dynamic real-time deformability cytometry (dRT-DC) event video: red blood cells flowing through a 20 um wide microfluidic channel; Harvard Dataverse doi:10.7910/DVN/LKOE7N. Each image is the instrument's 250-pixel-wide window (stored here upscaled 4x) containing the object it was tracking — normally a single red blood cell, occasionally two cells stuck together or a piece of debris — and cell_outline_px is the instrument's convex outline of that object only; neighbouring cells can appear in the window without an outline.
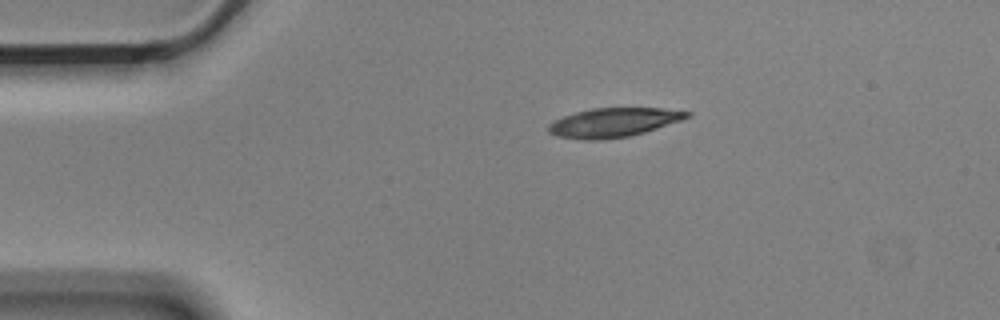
{"species": "Egyptian fruit bat (a non-hibernating species)", "species_latin": "Rousettus aegyptiacus", "temperature_condition": "cold", "stored_images_in_passage": 3, "camera_frame_rate_fps": 3000, "um_per_image_px": 0.085, "animal": {"sex": "male"}, "frame": {"image": 1, "passage_image": 3, "time_ms": 0.667, "image_size_px": [1000, 320], "cell_outline_px": [[692, 116], [644, 132], [628, 136], [600, 140], [580, 140], [556, 136], [548, 132], [548, 124], [564, 116], [576, 112], [592, 108], [664, 108], [692, 112]], "centroid_in_image_um": [52.13, 10.41], "position_along_channel_um": 32.9, "area_um2": 23.41}}